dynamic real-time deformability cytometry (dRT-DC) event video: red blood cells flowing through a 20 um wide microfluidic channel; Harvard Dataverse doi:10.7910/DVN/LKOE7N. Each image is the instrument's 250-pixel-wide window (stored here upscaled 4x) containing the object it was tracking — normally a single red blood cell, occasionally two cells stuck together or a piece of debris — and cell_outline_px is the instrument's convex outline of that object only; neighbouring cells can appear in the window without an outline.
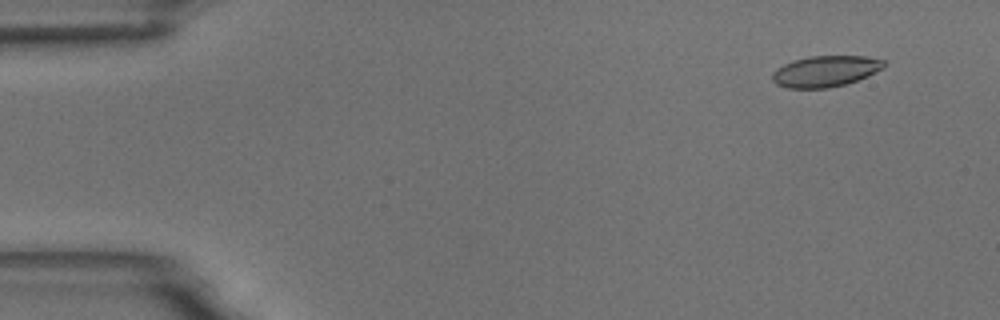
{"species": "common noctule bat (a hibernating species)", "species_latin": "Nyctalus noctula", "temperature_condition": "room temperature", "stored_images_in_passage": 9, "camera_frame_rate_fps": 3000, "um_per_image_px": 0.085, "animal": {"sex": "male", "body_mass_g": 18.8}, "frame": {"image": 1, "passage_image": 1, "time_ms": 0.0, "image_size_px": [1000, 320], "cell_outline_px": [[884, 68], [868, 76], [844, 84], [828, 88], [788, 88], [776, 84], [772, 80], [772, 72], [776, 68], [792, 60], [808, 56], [864, 56], [884, 60]], "centroid_in_image_um": [70.13, 6.05], "position_along_channel_um": 14.9, "area_um2": 20.23}}
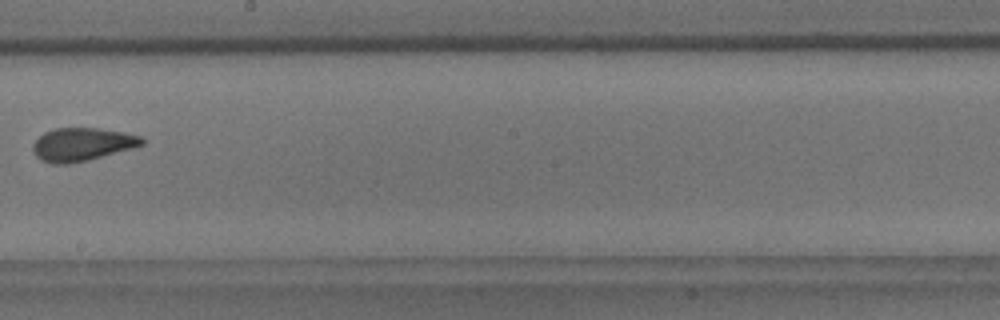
{"frame": {"image": 2, "passage_image": 8, "time_ms": 9.0, "image_size_px": [1000, 320], "cell_outline_px": [[144, 144], [132, 148], [88, 160], [68, 164], [52, 164], [40, 160], [36, 156], [32, 148], [32, 144], [44, 132], [56, 128], [100, 128], [124, 132], [144, 136]], "centroid_in_image_um": [6.98, 12.27], "position_along_channel_um": 241.2, "area_um2": 21.15}}
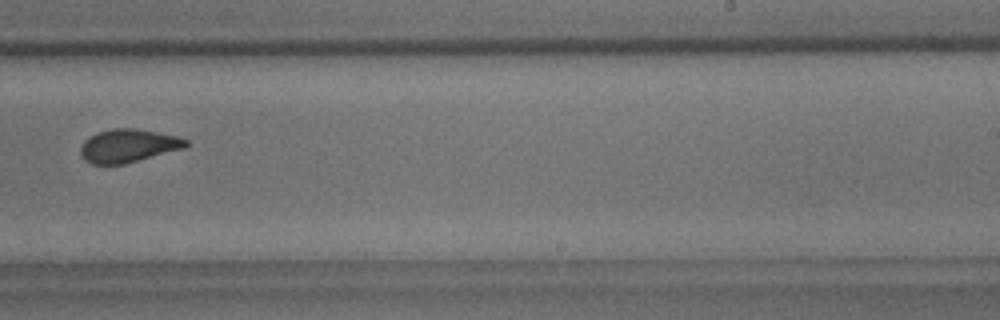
{"frame": {"image": 3, "passage_image": 9, "time_ms": 10.0, "image_size_px": [1000, 320], "cell_outline_px": [[188, 144], [184, 148], [124, 164], [92, 164], [84, 160], [80, 152], [80, 148], [84, 140], [88, 136], [96, 132], [112, 128], [136, 128], [176, 136], [188, 140]], "centroid_in_image_um": [10.86, 12.38], "position_along_channel_um": 278.1, "area_um2": 20.4}}